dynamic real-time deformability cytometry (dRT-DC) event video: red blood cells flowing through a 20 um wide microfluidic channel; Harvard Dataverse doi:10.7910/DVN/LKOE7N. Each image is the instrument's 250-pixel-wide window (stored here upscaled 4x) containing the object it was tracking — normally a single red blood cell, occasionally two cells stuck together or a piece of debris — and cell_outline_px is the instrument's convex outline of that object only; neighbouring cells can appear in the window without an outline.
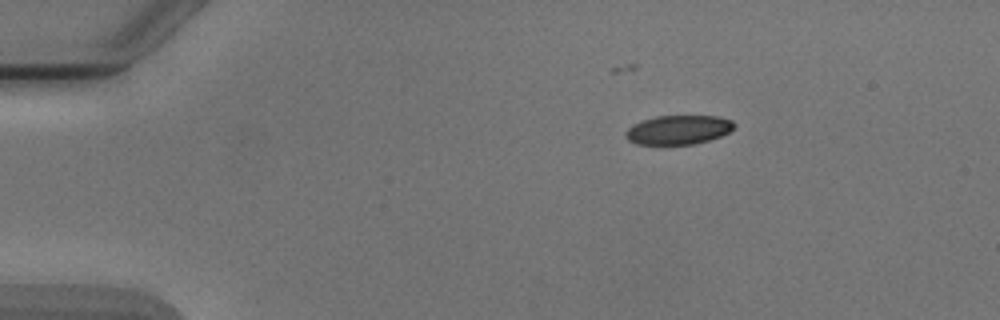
{"species": "Egyptian fruit bat (a non-hibernating species)", "species_latin": "Rousettus aegyptiacus", "temperature_condition": "cold", "stored_images_in_passage": 4, "camera_frame_rate_fps": 3000, "um_per_image_px": 0.085, "animal": {"sex": "male"}, "frame": {"image": 1, "passage_image": 2, "time_ms": 1.333, "image_size_px": [1000, 320], "cell_outline_px": [[736, 128], [720, 136], [708, 140], [692, 144], [636, 144], [628, 140], [624, 136], [624, 132], [632, 124], [656, 116], [716, 116], [732, 120], [736, 124]], "centroid_in_image_um": [57.65, 11.03], "position_along_channel_um": 27.3, "area_um2": 18.44}}